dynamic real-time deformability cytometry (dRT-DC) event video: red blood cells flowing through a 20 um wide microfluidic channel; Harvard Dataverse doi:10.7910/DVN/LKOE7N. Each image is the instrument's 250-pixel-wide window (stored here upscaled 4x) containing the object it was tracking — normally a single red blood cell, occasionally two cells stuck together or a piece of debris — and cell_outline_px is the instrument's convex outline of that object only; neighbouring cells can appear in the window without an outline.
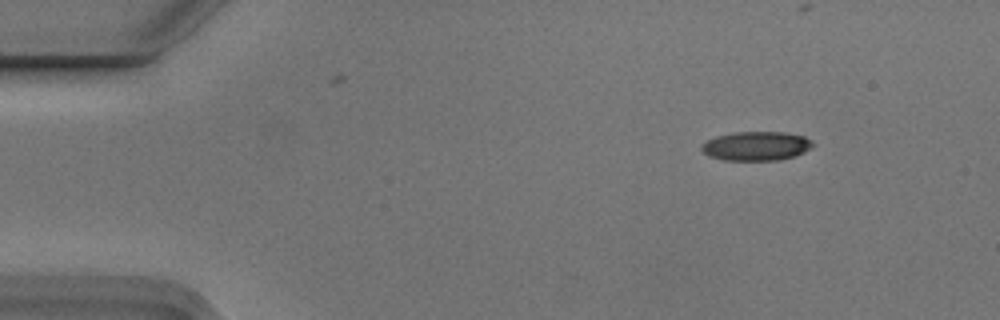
{"species": "Egyptian fruit bat (a non-hibernating species)", "species_latin": "Rousettus aegyptiacus", "temperature_condition": "cold", "stored_images_in_passage": 5, "camera_frame_rate_fps": 3000, "um_per_image_px": 0.085, "animal": {"sex": "male"}, "frame": {"image": 1, "passage_image": 2, "time_ms": 0.333, "image_size_px": [1000, 320], "cell_outline_px": [[816, 144], [804, 152], [796, 156], [780, 160], [724, 160], [708, 156], [700, 148], [700, 144], [716, 136], [736, 132], [784, 132], [804, 136]], "centroid_in_image_um": [64.29, 12.41], "position_along_channel_um": 20.7, "area_um2": 18.96}}
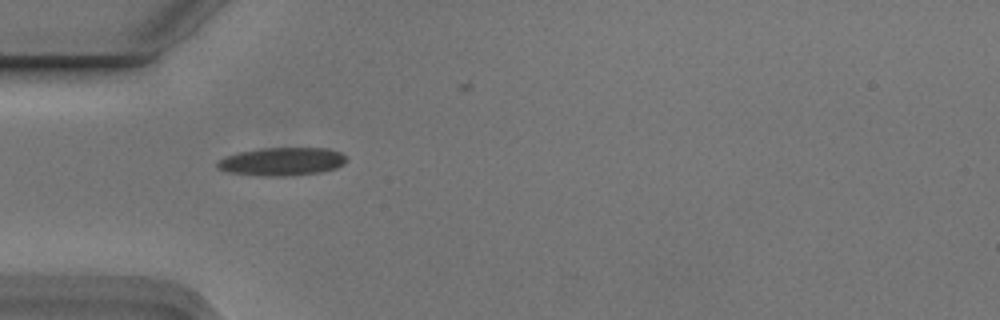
{"frame": {"image": 2, "passage_image": 4, "time_ms": 1.0, "image_size_px": [1000, 320], "cell_outline_px": [[348, 160], [344, 164], [336, 168], [320, 172], [284, 176], [264, 176], [228, 172], [216, 168], [216, 164], [224, 156], [240, 152], [264, 148], [328, 148], [340, 152]], "centroid_in_image_um": [23.97, 13.73], "position_along_channel_um": 61.0, "area_um2": 21.1}}
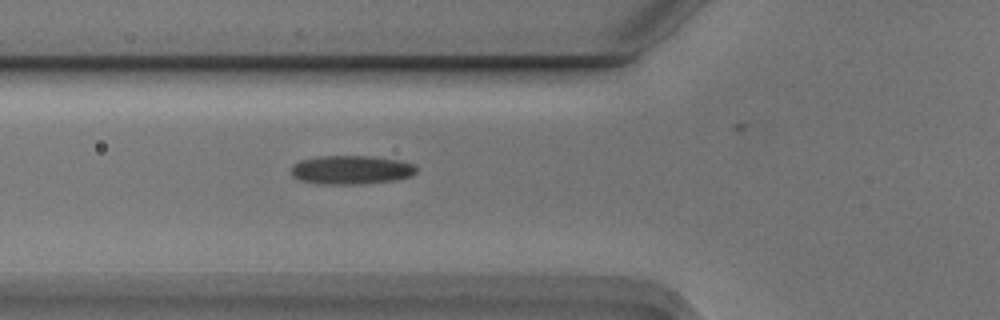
{"frame": {"image": 3, "passage_image": 5, "time_ms": 1.333, "image_size_px": [1000, 320], "cell_outline_px": [[416, 172], [412, 176], [396, 180], [364, 184], [316, 184], [300, 180], [292, 176], [292, 164], [300, 160], [320, 156], [372, 156], [400, 160], [412, 164], [416, 168]], "centroid_in_image_um": [29.84, 14.44], "position_along_channel_um": 96.0, "area_um2": 21.21}}